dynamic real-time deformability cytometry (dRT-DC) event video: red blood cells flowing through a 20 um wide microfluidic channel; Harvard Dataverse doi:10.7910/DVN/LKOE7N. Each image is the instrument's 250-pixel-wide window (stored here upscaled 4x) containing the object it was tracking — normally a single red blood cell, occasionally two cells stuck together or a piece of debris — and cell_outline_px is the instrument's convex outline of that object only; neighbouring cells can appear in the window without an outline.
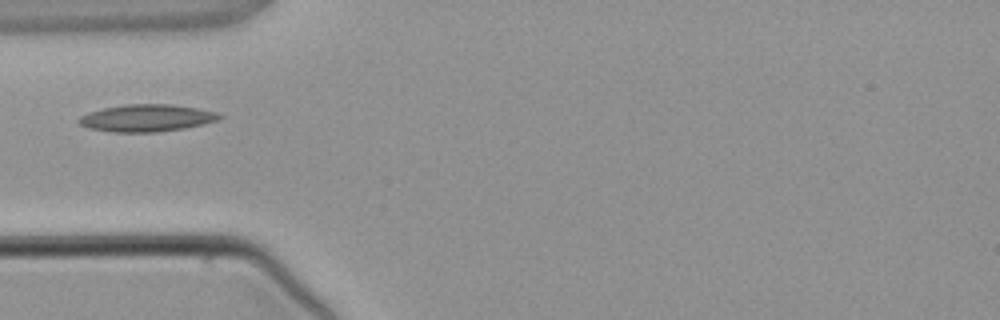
{"species": "common noctule bat (a hibernating species)", "species_latin": "Nyctalus noctula", "temperature_condition": "warm", "stored_images_in_passage": 3, "camera_frame_rate_fps": 3000, "um_per_image_px": 0.085, "animal": {"sex": "male", "body_mass_g": 21.5, "forearm_length_mm": 52.0}, "frame": {"image": 1, "passage_image": 3, "time_ms": 2.333, "image_size_px": [1000, 320], "cell_outline_px": [[224, 116], [220, 120], [204, 124], [184, 128], [156, 132], [112, 132], [88, 128], [80, 124], [76, 120], [80, 116], [88, 112], [104, 108], [128, 104], [172, 104], [220, 112]], "centroid_in_image_um": [12.5, 10.03], "position_along_channel_um": 72.5, "area_um2": 22.43}}